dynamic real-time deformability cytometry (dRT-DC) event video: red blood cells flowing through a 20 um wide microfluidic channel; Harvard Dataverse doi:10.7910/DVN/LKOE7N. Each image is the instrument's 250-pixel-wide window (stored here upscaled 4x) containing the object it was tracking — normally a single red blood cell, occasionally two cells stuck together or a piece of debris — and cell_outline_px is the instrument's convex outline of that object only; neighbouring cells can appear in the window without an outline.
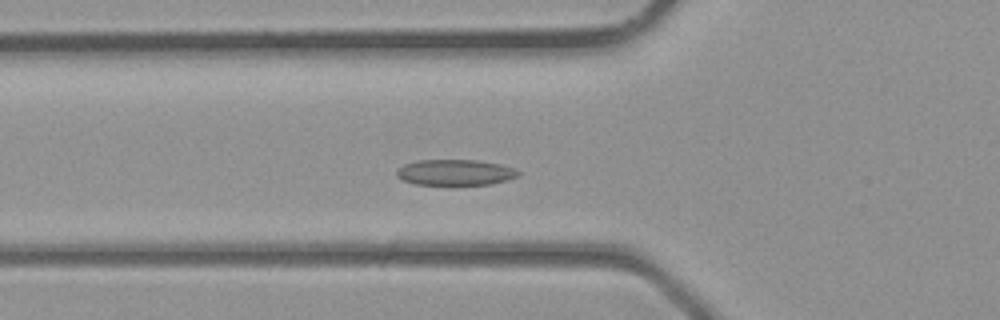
{"species": "common noctule bat (a hibernating species)", "species_latin": "Nyctalus noctula", "temperature_condition": "room temperature", "stored_images_in_passage": 38, "camera_frame_rate_fps": 3000, "um_per_image_px": 0.085, "animal": {"sex": "male", "body_mass_g": 23.1, "forearm_length_mm": 52.7}, "frame": {"image": 1, "passage_image": 12, "time_ms": 3.667, "image_size_px": [1000, 320], "cell_outline_px": [[520, 176], [508, 180], [492, 184], [416, 184], [400, 180], [396, 176], [396, 172], [404, 164], [416, 160], [480, 160], [500, 164], [516, 168], [520, 172]], "centroid_in_image_um": [38.73, 14.65], "position_along_channel_um": 87.1, "area_um2": 18.44}}
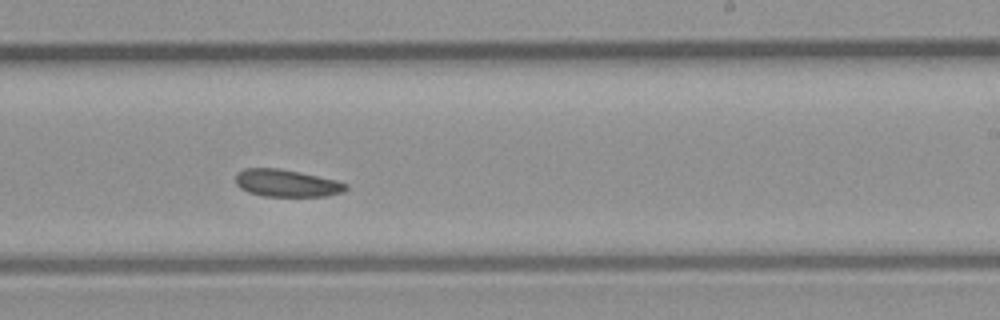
{"frame": {"image": 2, "passage_image": 22, "time_ms": 7.0, "image_size_px": [1000, 320], "cell_outline_px": [[348, 188], [344, 192], [328, 196], [264, 196], [248, 192], [240, 188], [236, 184], [236, 172], [244, 168], [280, 168], [300, 172], [336, 180], [348, 184]], "centroid_in_image_um": [24.37, 15.56], "position_along_channel_um": 264.6, "area_um2": 17.69}}
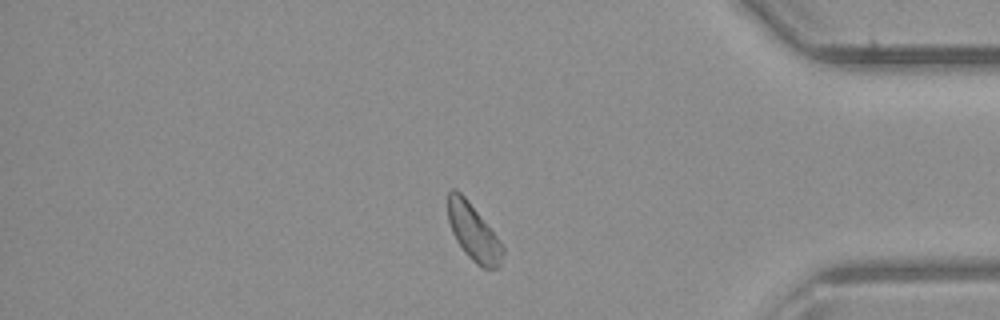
{"frame": {"image": 3, "passage_image": 31, "time_ms": 10.0, "image_size_px": [1000, 320], "cell_outline_px": [[504, 252], [500, 268], [484, 268], [476, 264], [464, 252], [456, 240], [452, 232], [448, 220], [448, 192], [452, 188], [456, 188], [468, 200], [496, 236], [504, 248]], "centroid_in_image_um": [40.23, 19.75], "position_along_channel_um": 395.0, "area_um2": 17.98}}